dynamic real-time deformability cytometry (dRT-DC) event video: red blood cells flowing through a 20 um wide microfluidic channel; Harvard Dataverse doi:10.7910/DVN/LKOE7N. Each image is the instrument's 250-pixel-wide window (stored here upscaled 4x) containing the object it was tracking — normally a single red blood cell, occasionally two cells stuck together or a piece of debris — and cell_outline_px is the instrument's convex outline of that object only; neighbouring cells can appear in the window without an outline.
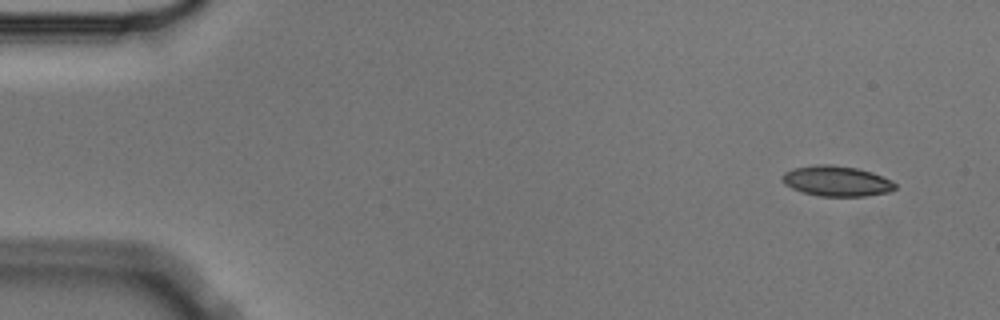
{"species": "Egyptian fruit bat (a non-hibernating species)", "species_latin": "Rousettus aegyptiacus", "temperature_condition": "cold", "stored_images_in_passage": 5, "segment_of_instrument_passage": [1, 2], "camera_frame_rate_fps": 3000, "um_per_image_px": 0.085, "animal": {"sex": "male"}, "frame": {"image": 1, "passage_image": 1, "time_ms": 0.0, "image_size_px": [1000, 320], "cell_outline_px": [[896, 188], [888, 192], [864, 196], [820, 196], [804, 192], [792, 188], [784, 184], [780, 180], [784, 172], [792, 168], [820, 164], [832, 164], [856, 168], [872, 172], [892, 180], [896, 184]], "centroid_in_image_um": [71.1, 15.38], "position_along_channel_um": 13.9, "area_um2": 20.0}}
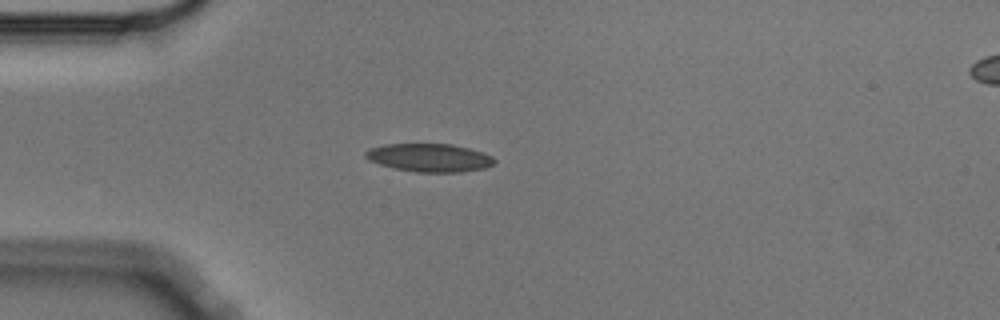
{"frame": {"image": 2, "passage_image": 4, "time_ms": 1.0, "image_size_px": [1000, 320], "cell_outline_px": [[496, 160], [492, 164], [484, 168], [460, 172], [416, 172], [396, 168], [380, 164], [368, 160], [364, 156], [364, 152], [368, 148], [384, 144], [452, 144], [468, 148], [492, 156]], "centroid_in_image_um": [36.45, 13.4], "position_along_channel_um": 48.5, "area_um2": 21.04}}